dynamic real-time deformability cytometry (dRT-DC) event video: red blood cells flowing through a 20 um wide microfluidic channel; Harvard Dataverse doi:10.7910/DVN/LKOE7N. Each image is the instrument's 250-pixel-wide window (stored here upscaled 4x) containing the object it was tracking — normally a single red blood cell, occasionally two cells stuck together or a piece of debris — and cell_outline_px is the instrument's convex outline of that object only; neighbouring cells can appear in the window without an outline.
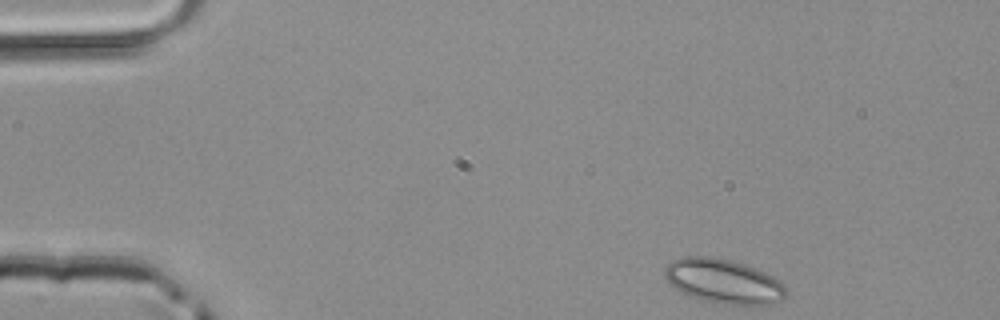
{"species": "common noctule bat (a hibernating species)", "species_latin": "Nyctalus noctula", "temperature_condition": "room temperature", "stored_images_in_passage": 44, "camera_frame_rate_fps": 3000, "um_per_image_px": 0.085, "animal": {"sex": "male", "body_mass_g": 20.4}, "frame": {"image": 1, "passage_image": 1, "time_ms": 0.0, "image_size_px": [1000, 320], "cell_outline_px": [[788, 296], [772, 304], [724, 304], [700, 300], [688, 296], [680, 292], [668, 284], [664, 276], [664, 268], [672, 260], [680, 256], [712, 256], [732, 260], [756, 268], [780, 280], [788, 292]], "centroid_in_image_um": [61.46, 23.9], "position_along_channel_um": 23.5, "area_um2": 31.91}}
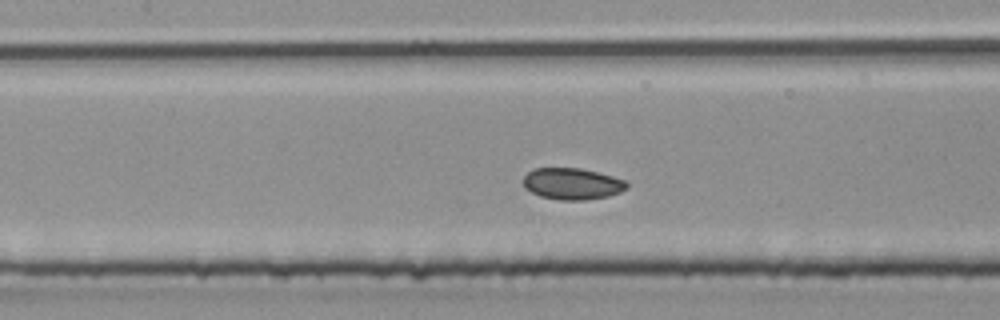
{"frame": {"image": 2, "passage_image": 17, "time_ms": 5.333, "image_size_px": [1000, 320], "cell_outline_px": [[628, 188], [620, 192], [608, 196], [584, 200], [560, 200], [540, 196], [524, 188], [524, 176], [532, 168], [580, 168], [628, 180]], "centroid_in_image_um": [48.65, 15.62], "position_along_channel_um": 158.7, "area_um2": 19.07}}
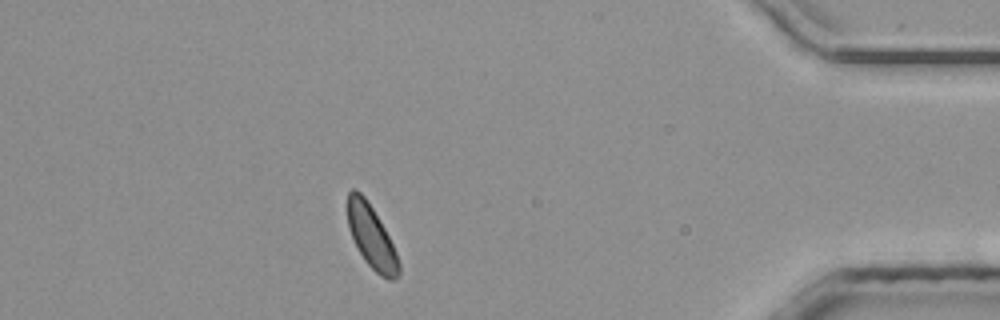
{"frame": {"image": 3, "passage_image": 38, "time_ms": 12.333, "image_size_px": [1000, 320], "cell_outline_px": [[400, 276], [392, 280], [388, 280], [380, 276], [364, 260], [348, 228], [348, 192], [352, 188], [356, 188], [364, 196], [372, 208], [384, 228], [396, 252], [400, 264]], "centroid_in_image_um": [31.58, 20.15], "position_along_channel_um": 403.6, "area_um2": 18.55}}